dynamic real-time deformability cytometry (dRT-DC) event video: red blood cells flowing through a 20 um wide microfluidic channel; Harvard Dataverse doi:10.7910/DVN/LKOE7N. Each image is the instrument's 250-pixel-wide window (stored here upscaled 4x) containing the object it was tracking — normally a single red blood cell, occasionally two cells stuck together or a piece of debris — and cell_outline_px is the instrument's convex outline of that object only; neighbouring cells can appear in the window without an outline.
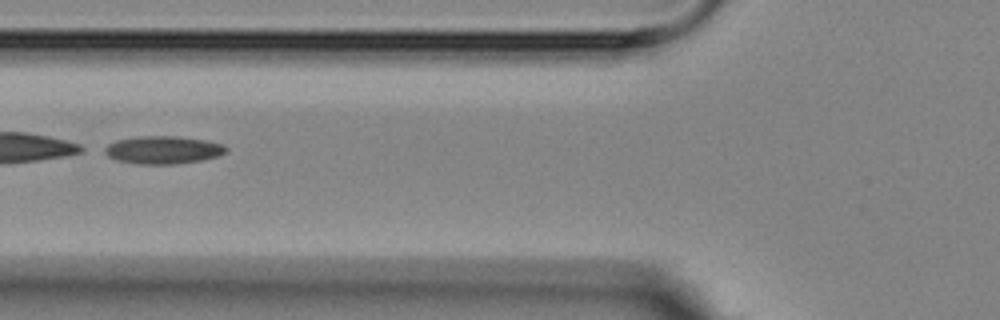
{"species": "Egyptian fruit bat (a non-hibernating species)", "species_latin": "Rousettus aegyptiacus", "temperature_condition": "room temperature", "stored_images_in_passage": 4, "segment_of_instrument_passage": [2, 2], "camera_frame_rate_fps": 3000, "um_per_image_px": 0.085, "animal": {"sex": "female"}, "frame": {"image": 1, "passage_image": 4, "time_ms": 3.333, "image_size_px": [1000, 320], "cell_outline_px": [[228, 148], [224, 152], [216, 156], [200, 160], [172, 164], [140, 164], [116, 160], [108, 156], [100, 148], [116, 140], [140, 136], [176, 136], [204, 140], [224, 144]], "centroid_in_image_um": [13.8, 12.73], "position_along_channel_um": 112.0, "area_um2": 19.59}}